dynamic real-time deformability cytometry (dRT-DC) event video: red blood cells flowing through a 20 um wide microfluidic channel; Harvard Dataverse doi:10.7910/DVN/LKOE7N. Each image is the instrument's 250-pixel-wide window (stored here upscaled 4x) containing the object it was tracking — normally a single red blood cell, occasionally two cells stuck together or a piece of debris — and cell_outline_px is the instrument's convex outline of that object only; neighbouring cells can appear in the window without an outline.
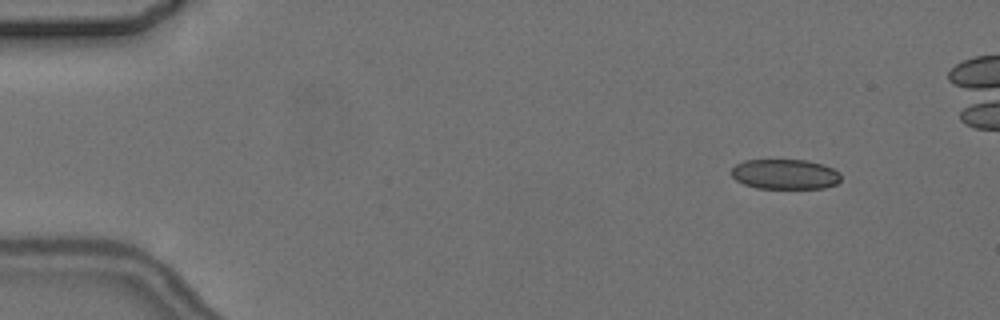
{"species": "common noctule bat (a hibernating species)", "species_latin": "Nyctalus noctula", "temperature_condition": "cold", "stored_images_in_passage": 5, "camera_frame_rate_fps": 3000, "um_per_image_px": 0.085, "animal": {"sex": "female", "body_mass_g": 24.6, "forearm_length_mm": 56.2}, "frame": {"image": 1, "passage_image": 1, "time_ms": 0.0, "image_size_px": [1000, 320], "cell_outline_px": [[840, 180], [836, 184], [824, 188], [756, 188], [744, 184], [736, 180], [728, 172], [736, 164], [744, 160], [808, 160], [832, 168], [840, 172]], "centroid_in_image_um": [66.69, 14.81], "position_along_channel_um": 18.3, "area_um2": 19.25}}